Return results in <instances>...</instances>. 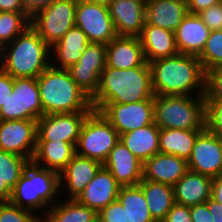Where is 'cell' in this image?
<instances>
[{"instance_id": "35", "label": "cell", "mask_w": 222, "mask_h": 222, "mask_svg": "<svg viewBox=\"0 0 222 222\" xmlns=\"http://www.w3.org/2000/svg\"><path fill=\"white\" fill-rule=\"evenodd\" d=\"M198 59L205 71L222 67V30L210 32L205 47Z\"/></svg>"}, {"instance_id": "52", "label": "cell", "mask_w": 222, "mask_h": 222, "mask_svg": "<svg viewBox=\"0 0 222 222\" xmlns=\"http://www.w3.org/2000/svg\"><path fill=\"white\" fill-rule=\"evenodd\" d=\"M143 1H144L145 5H146V4H148V3L152 2V1H156V0H143Z\"/></svg>"}, {"instance_id": "26", "label": "cell", "mask_w": 222, "mask_h": 222, "mask_svg": "<svg viewBox=\"0 0 222 222\" xmlns=\"http://www.w3.org/2000/svg\"><path fill=\"white\" fill-rule=\"evenodd\" d=\"M89 44L87 35L79 27L73 26L59 41L50 47L51 52L53 50L54 55L57 56L54 61H58V65L51 63V66L68 69L79 61Z\"/></svg>"}, {"instance_id": "16", "label": "cell", "mask_w": 222, "mask_h": 222, "mask_svg": "<svg viewBox=\"0 0 222 222\" xmlns=\"http://www.w3.org/2000/svg\"><path fill=\"white\" fill-rule=\"evenodd\" d=\"M102 165L121 186L138 185L143 179V162L120 140Z\"/></svg>"}, {"instance_id": "50", "label": "cell", "mask_w": 222, "mask_h": 222, "mask_svg": "<svg viewBox=\"0 0 222 222\" xmlns=\"http://www.w3.org/2000/svg\"><path fill=\"white\" fill-rule=\"evenodd\" d=\"M3 45L0 43V66H1V63H2V59H3Z\"/></svg>"}, {"instance_id": "15", "label": "cell", "mask_w": 222, "mask_h": 222, "mask_svg": "<svg viewBox=\"0 0 222 222\" xmlns=\"http://www.w3.org/2000/svg\"><path fill=\"white\" fill-rule=\"evenodd\" d=\"M188 170L209 176L222 175V138L206 128L198 135L190 158Z\"/></svg>"}, {"instance_id": "11", "label": "cell", "mask_w": 222, "mask_h": 222, "mask_svg": "<svg viewBox=\"0 0 222 222\" xmlns=\"http://www.w3.org/2000/svg\"><path fill=\"white\" fill-rule=\"evenodd\" d=\"M100 112L120 136L154 123V99L132 103H107Z\"/></svg>"}, {"instance_id": "19", "label": "cell", "mask_w": 222, "mask_h": 222, "mask_svg": "<svg viewBox=\"0 0 222 222\" xmlns=\"http://www.w3.org/2000/svg\"><path fill=\"white\" fill-rule=\"evenodd\" d=\"M106 65L116 69H131L146 62L139 37L117 35L106 45Z\"/></svg>"}, {"instance_id": "24", "label": "cell", "mask_w": 222, "mask_h": 222, "mask_svg": "<svg viewBox=\"0 0 222 222\" xmlns=\"http://www.w3.org/2000/svg\"><path fill=\"white\" fill-rule=\"evenodd\" d=\"M147 63L179 53L175 32L145 24L139 36Z\"/></svg>"}, {"instance_id": "27", "label": "cell", "mask_w": 222, "mask_h": 222, "mask_svg": "<svg viewBox=\"0 0 222 222\" xmlns=\"http://www.w3.org/2000/svg\"><path fill=\"white\" fill-rule=\"evenodd\" d=\"M75 154L76 148L71 143L59 140L37 141L32 162L37 166L42 165L39 167L60 173Z\"/></svg>"}, {"instance_id": "51", "label": "cell", "mask_w": 222, "mask_h": 222, "mask_svg": "<svg viewBox=\"0 0 222 222\" xmlns=\"http://www.w3.org/2000/svg\"><path fill=\"white\" fill-rule=\"evenodd\" d=\"M4 121L3 119V116H2V112H1V109H0V124Z\"/></svg>"}, {"instance_id": "37", "label": "cell", "mask_w": 222, "mask_h": 222, "mask_svg": "<svg viewBox=\"0 0 222 222\" xmlns=\"http://www.w3.org/2000/svg\"><path fill=\"white\" fill-rule=\"evenodd\" d=\"M204 99L222 102V67L205 71Z\"/></svg>"}, {"instance_id": "48", "label": "cell", "mask_w": 222, "mask_h": 222, "mask_svg": "<svg viewBox=\"0 0 222 222\" xmlns=\"http://www.w3.org/2000/svg\"><path fill=\"white\" fill-rule=\"evenodd\" d=\"M211 198L222 205V175L212 179Z\"/></svg>"}, {"instance_id": "18", "label": "cell", "mask_w": 222, "mask_h": 222, "mask_svg": "<svg viewBox=\"0 0 222 222\" xmlns=\"http://www.w3.org/2000/svg\"><path fill=\"white\" fill-rule=\"evenodd\" d=\"M121 187L112 174L102 166L76 200L98 213L117 200Z\"/></svg>"}, {"instance_id": "4", "label": "cell", "mask_w": 222, "mask_h": 222, "mask_svg": "<svg viewBox=\"0 0 222 222\" xmlns=\"http://www.w3.org/2000/svg\"><path fill=\"white\" fill-rule=\"evenodd\" d=\"M50 49L30 25L11 43L3 47V63L0 68L13 78H37L51 65Z\"/></svg>"}, {"instance_id": "32", "label": "cell", "mask_w": 222, "mask_h": 222, "mask_svg": "<svg viewBox=\"0 0 222 222\" xmlns=\"http://www.w3.org/2000/svg\"><path fill=\"white\" fill-rule=\"evenodd\" d=\"M56 205V206H55ZM49 207L41 222H96L98 213L76 199Z\"/></svg>"}, {"instance_id": "20", "label": "cell", "mask_w": 222, "mask_h": 222, "mask_svg": "<svg viewBox=\"0 0 222 222\" xmlns=\"http://www.w3.org/2000/svg\"><path fill=\"white\" fill-rule=\"evenodd\" d=\"M188 171L185 159L158 152L143 163V179L174 186Z\"/></svg>"}, {"instance_id": "25", "label": "cell", "mask_w": 222, "mask_h": 222, "mask_svg": "<svg viewBox=\"0 0 222 222\" xmlns=\"http://www.w3.org/2000/svg\"><path fill=\"white\" fill-rule=\"evenodd\" d=\"M187 14V0H156L145 5V24L175 32Z\"/></svg>"}, {"instance_id": "6", "label": "cell", "mask_w": 222, "mask_h": 222, "mask_svg": "<svg viewBox=\"0 0 222 222\" xmlns=\"http://www.w3.org/2000/svg\"><path fill=\"white\" fill-rule=\"evenodd\" d=\"M197 97L154 95V123L160 129L204 130L205 99Z\"/></svg>"}, {"instance_id": "39", "label": "cell", "mask_w": 222, "mask_h": 222, "mask_svg": "<svg viewBox=\"0 0 222 222\" xmlns=\"http://www.w3.org/2000/svg\"><path fill=\"white\" fill-rule=\"evenodd\" d=\"M97 218L100 222H129L128 213L118 200L100 210Z\"/></svg>"}, {"instance_id": "22", "label": "cell", "mask_w": 222, "mask_h": 222, "mask_svg": "<svg viewBox=\"0 0 222 222\" xmlns=\"http://www.w3.org/2000/svg\"><path fill=\"white\" fill-rule=\"evenodd\" d=\"M210 32L198 14L188 13L175 30L179 53L198 57L205 47Z\"/></svg>"}, {"instance_id": "2", "label": "cell", "mask_w": 222, "mask_h": 222, "mask_svg": "<svg viewBox=\"0 0 222 222\" xmlns=\"http://www.w3.org/2000/svg\"><path fill=\"white\" fill-rule=\"evenodd\" d=\"M154 99L149 65L131 69L105 66L96 94L90 99L93 110L100 111L107 103H132Z\"/></svg>"}, {"instance_id": "40", "label": "cell", "mask_w": 222, "mask_h": 222, "mask_svg": "<svg viewBox=\"0 0 222 222\" xmlns=\"http://www.w3.org/2000/svg\"><path fill=\"white\" fill-rule=\"evenodd\" d=\"M210 31L222 30V1L198 13Z\"/></svg>"}, {"instance_id": "31", "label": "cell", "mask_w": 222, "mask_h": 222, "mask_svg": "<svg viewBox=\"0 0 222 222\" xmlns=\"http://www.w3.org/2000/svg\"><path fill=\"white\" fill-rule=\"evenodd\" d=\"M29 162L27 158L0 150V202L10 201L12 189Z\"/></svg>"}, {"instance_id": "12", "label": "cell", "mask_w": 222, "mask_h": 222, "mask_svg": "<svg viewBox=\"0 0 222 222\" xmlns=\"http://www.w3.org/2000/svg\"><path fill=\"white\" fill-rule=\"evenodd\" d=\"M91 111L42 115L37 121V141H64L76 147L80 130Z\"/></svg>"}, {"instance_id": "43", "label": "cell", "mask_w": 222, "mask_h": 222, "mask_svg": "<svg viewBox=\"0 0 222 222\" xmlns=\"http://www.w3.org/2000/svg\"><path fill=\"white\" fill-rule=\"evenodd\" d=\"M192 222H213L212 215L206 203L190 207Z\"/></svg>"}, {"instance_id": "3", "label": "cell", "mask_w": 222, "mask_h": 222, "mask_svg": "<svg viewBox=\"0 0 222 222\" xmlns=\"http://www.w3.org/2000/svg\"><path fill=\"white\" fill-rule=\"evenodd\" d=\"M43 115L92 111L90 98L67 69L47 67L38 77Z\"/></svg>"}, {"instance_id": "7", "label": "cell", "mask_w": 222, "mask_h": 222, "mask_svg": "<svg viewBox=\"0 0 222 222\" xmlns=\"http://www.w3.org/2000/svg\"><path fill=\"white\" fill-rule=\"evenodd\" d=\"M120 136L100 111L92 110L82 124L76 154L103 164Z\"/></svg>"}, {"instance_id": "9", "label": "cell", "mask_w": 222, "mask_h": 222, "mask_svg": "<svg viewBox=\"0 0 222 222\" xmlns=\"http://www.w3.org/2000/svg\"><path fill=\"white\" fill-rule=\"evenodd\" d=\"M4 120H35L43 115L37 78H13V92L1 106Z\"/></svg>"}, {"instance_id": "38", "label": "cell", "mask_w": 222, "mask_h": 222, "mask_svg": "<svg viewBox=\"0 0 222 222\" xmlns=\"http://www.w3.org/2000/svg\"><path fill=\"white\" fill-rule=\"evenodd\" d=\"M205 128L222 138V102L205 101Z\"/></svg>"}, {"instance_id": "13", "label": "cell", "mask_w": 222, "mask_h": 222, "mask_svg": "<svg viewBox=\"0 0 222 222\" xmlns=\"http://www.w3.org/2000/svg\"><path fill=\"white\" fill-rule=\"evenodd\" d=\"M106 66V45L90 43L79 61L67 70L78 87L91 99L98 89L101 72Z\"/></svg>"}, {"instance_id": "42", "label": "cell", "mask_w": 222, "mask_h": 222, "mask_svg": "<svg viewBox=\"0 0 222 222\" xmlns=\"http://www.w3.org/2000/svg\"><path fill=\"white\" fill-rule=\"evenodd\" d=\"M13 92V77L0 68V108Z\"/></svg>"}, {"instance_id": "10", "label": "cell", "mask_w": 222, "mask_h": 222, "mask_svg": "<svg viewBox=\"0 0 222 222\" xmlns=\"http://www.w3.org/2000/svg\"><path fill=\"white\" fill-rule=\"evenodd\" d=\"M75 26L79 27L90 43L107 45L117 36L106 5L77 1Z\"/></svg>"}, {"instance_id": "17", "label": "cell", "mask_w": 222, "mask_h": 222, "mask_svg": "<svg viewBox=\"0 0 222 222\" xmlns=\"http://www.w3.org/2000/svg\"><path fill=\"white\" fill-rule=\"evenodd\" d=\"M109 14L119 36L139 37L145 25V3L143 0H111Z\"/></svg>"}, {"instance_id": "33", "label": "cell", "mask_w": 222, "mask_h": 222, "mask_svg": "<svg viewBox=\"0 0 222 222\" xmlns=\"http://www.w3.org/2000/svg\"><path fill=\"white\" fill-rule=\"evenodd\" d=\"M117 200L127 211L129 222H155L139 185L122 186Z\"/></svg>"}, {"instance_id": "14", "label": "cell", "mask_w": 222, "mask_h": 222, "mask_svg": "<svg viewBox=\"0 0 222 222\" xmlns=\"http://www.w3.org/2000/svg\"><path fill=\"white\" fill-rule=\"evenodd\" d=\"M37 121L4 120L0 124V150L32 161L36 150Z\"/></svg>"}, {"instance_id": "28", "label": "cell", "mask_w": 222, "mask_h": 222, "mask_svg": "<svg viewBox=\"0 0 222 222\" xmlns=\"http://www.w3.org/2000/svg\"><path fill=\"white\" fill-rule=\"evenodd\" d=\"M160 128L152 123L120 135V141L143 163L159 152Z\"/></svg>"}, {"instance_id": "29", "label": "cell", "mask_w": 222, "mask_h": 222, "mask_svg": "<svg viewBox=\"0 0 222 222\" xmlns=\"http://www.w3.org/2000/svg\"><path fill=\"white\" fill-rule=\"evenodd\" d=\"M155 222H163L175 203L173 186L142 179L139 184Z\"/></svg>"}, {"instance_id": "46", "label": "cell", "mask_w": 222, "mask_h": 222, "mask_svg": "<svg viewBox=\"0 0 222 222\" xmlns=\"http://www.w3.org/2000/svg\"><path fill=\"white\" fill-rule=\"evenodd\" d=\"M55 0H24L26 12L32 17L36 12L51 5Z\"/></svg>"}, {"instance_id": "44", "label": "cell", "mask_w": 222, "mask_h": 222, "mask_svg": "<svg viewBox=\"0 0 222 222\" xmlns=\"http://www.w3.org/2000/svg\"><path fill=\"white\" fill-rule=\"evenodd\" d=\"M221 1L222 0H187L188 13L198 14L202 10L208 9Z\"/></svg>"}, {"instance_id": "49", "label": "cell", "mask_w": 222, "mask_h": 222, "mask_svg": "<svg viewBox=\"0 0 222 222\" xmlns=\"http://www.w3.org/2000/svg\"><path fill=\"white\" fill-rule=\"evenodd\" d=\"M76 1L91 2V3L106 5V6H108V4L111 2V0H76Z\"/></svg>"}, {"instance_id": "1", "label": "cell", "mask_w": 222, "mask_h": 222, "mask_svg": "<svg viewBox=\"0 0 222 222\" xmlns=\"http://www.w3.org/2000/svg\"><path fill=\"white\" fill-rule=\"evenodd\" d=\"M148 64L154 95L192 96L194 90L204 95L205 70L197 56L178 53Z\"/></svg>"}, {"instance_id": "21", "label": "cell", "mask_w": 222, "mask_h": 222, "mask_svg": "<svg viewBox=\"0 0 222 222\" xmlns=\"http://www.w3.org/2000/svg\"><path fill=\"white\" fill-rule=\"evenodd\" d=\"M102 166L97 160L75 154L59 173L60 187L65 179L69 199H76Z\"/></svg>"}, {"instance_id": "34", "label": "cell", "mask_w": 222, "mask_h": 222, "mask_svg": "<svg viewBox=\"0 0 222 222\" xmlns=\"http://www.w3.org/2000/svg\"><path fill=\"white\" fill-rule=\"evenodd\" d=\"M27 12H0V43L5 46L30 26Z\"/></svg>"}, {"instance_id": "30", "label": "cell", "mask_w": 222, "mask_h": 222, "mask_svg": "<svg viewBox=\"0 0 222 222\" xmlns=\"http://www.w3.org/2000/svg\"><path fill=\"white\" fill-rule=\"evenodd\" d=\"M203 130L160 129L159 152L188 159L198 135Z\"/></svg>"}, {"instance_id": "47", "label": "cell", "mask_w": 222, "mask_h": 222, "mask_svg": "<svg viewBox=\"0 0 222 222\" xmlns=\"http://www.w3.org/2000/svg\"><path fill=\"white\" fill-rule=\"evenodd\" d=\"M205 203L212 215L213 222H222V205L212 198H209Z\"/></svg>"}, {"instance_id": "36", "label": "cell", "mask_w": 222, "mask_h": 222, "mask_svg": "<svg viewBox=\"0 0 222 222\" xmlns=\"http://www.w3.org/2000/svg\"><path fill=\"white\" fill-rule=\"evenodd\" d=\"M32 211L20 208L10 201L0 202V222H41Z\"/></svg>"}, {"instance_id": "5", "label": "cell", "mask_w": 222, "mask_h": 222, "mask_svg": "<svg viewBox=\"0 0 222 222\" xmlns=\"http://www.w3.org/2000/svg\"><path fill=\"white\" fill-rule=\"evenodd\" d=\"M59 188V173L30 161L12 189L10 202L32 212L39 208L48 209L57 202L54 199L60 191Z\"/></svg>"}, {"instance_id": "41", "label": "cell", "mask_w": 222, "mask_h": 222, "mask_svg": "<svg viewBox=\"0 0 222 222\" xmlns=\"http://www.w3.org/2000/svg\"><path fill=\"white\" fill-rule=\"evenodd\" d=\"M163 222H192L190 207L175 202Z\"/></svg>"}, {"instance_id": "23", "label": "cell", "mask_w": 222, "mask_h": 222, "mask_svg": "<svg viewBox=\"0 0 222 222\" xmlns=\"http://www.w3.org/2000/svg\"><path fill=\"white\" fill-rule=\"evenodd\" d=\"M212 179L188 170L173 186L175 202L188 207L205 203L211 198Z\"/></svg>"}, {"instance_id": "8", "label": "cell", "mask_w": 222, "mask_h": 222, "mask_svg": "<svg viewBox=\"0 0 222 222\" xmlns=\"http://www.w3.org/2000/svg\"><path fill=\"white\" fill-rule=\"evenodd\" d=\"M76 0H55L31 17L30 25L51 47L75 26Z\"/></svg>"}, {"instance_id": "45", "label": "cell", "mask_w": 222, "mask_h": 222, "mask_svg": "<svg viewBox=\"0 0 222 222\" xmlns=\"http://www.w3.org/2000/svg\"><path fill=\"white\" fill-rule=\"evenodd\" d=\"M0 12H26L24 0H0Z\"/></svg>"}]
</instances>
